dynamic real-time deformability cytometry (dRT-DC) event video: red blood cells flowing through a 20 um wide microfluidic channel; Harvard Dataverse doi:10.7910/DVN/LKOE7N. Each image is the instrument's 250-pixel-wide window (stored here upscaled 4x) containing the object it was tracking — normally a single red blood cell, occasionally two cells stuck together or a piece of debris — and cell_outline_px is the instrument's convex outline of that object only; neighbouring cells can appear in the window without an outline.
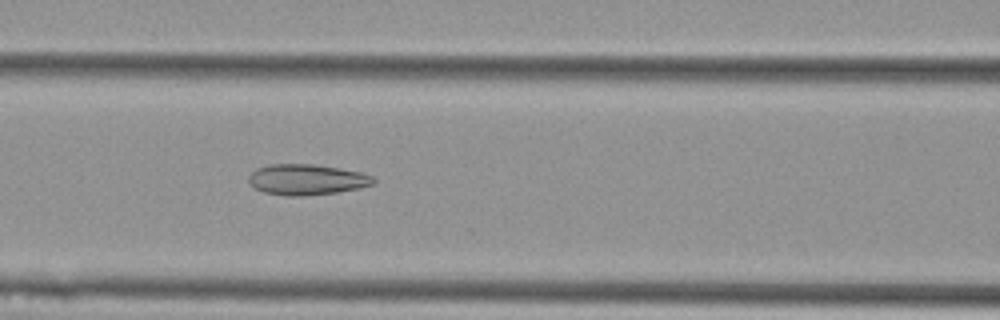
{"species": "Egyptian fruit bat (a non-hibernating species)", "species_latin": "Rousettus aegyptiacus", "temperature_condition": "cold", "stored_images_in_passage": 45, "camera_frame_rate_fps": 3000, "um_per_image_px": 0.085, "animal": {"sex": "female"}, "frame": {"image": 1, "passage_image": 15, "time_ms": 4.667, "image_size_px": [1000, 320], "cell_outline_px": [[376, 180], [372, 184], [360, 188], [336, 192], [304, 196], [288, 196], [264, 192], [248, 184], [248, 176], [256, 168], [268, 164], [316, 164], [340, 168], [360, 172], [372, 176]], "centroid_in_image_um": [26.04, 15.26], "position_along_channel_um": 140.6, "area_um2": 22.43}}
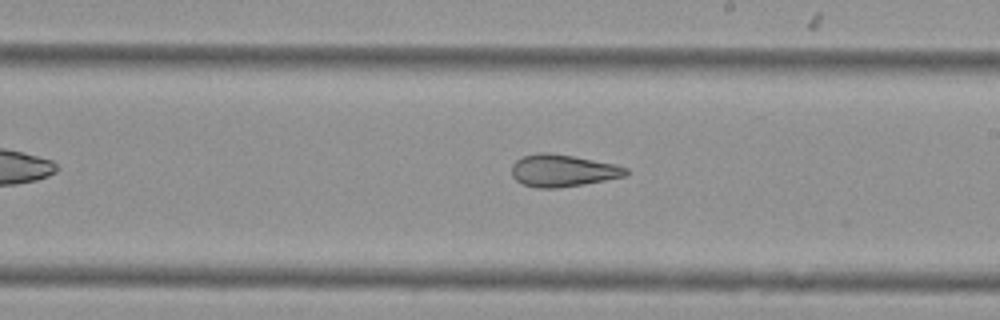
{"frame": {"image": 2, "passage_image": 23, "time_ms": 7.333, "image_size_px": [1000, 320], "cell_outline_px": [[628, 172], [624, 176], [584, 184], [556, 188], [536, 188], [524, 184], [516, 180], [512, 176], [512, 164], [516, 160], [524, 156], [540, 152], [548, 152], [572, 156], [616, 164], [628, 168]], "centroid_in_image_um": [47.82, 14.5], "position_along_channel_um": 241.2, "area_um2": 21.27}}
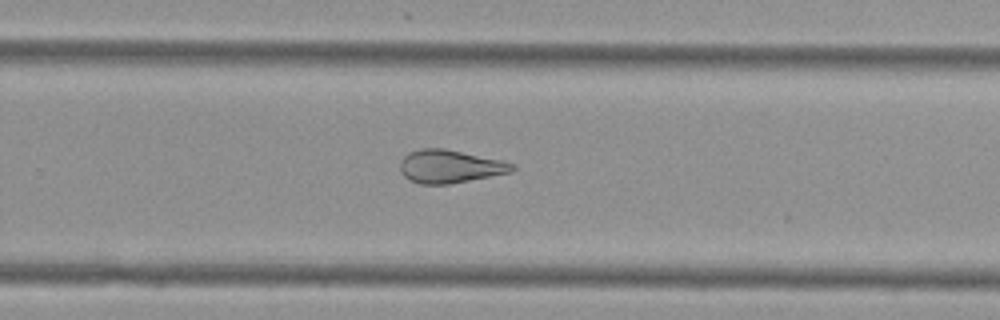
{"frame": {"image": 3, "passage_image": 27, "time_ms": 8.667, "image_size_px": [1000, 320], "cell_outline_px": [[516, 168], [512, 172], [448, 184], [420, 184], [408, 180], [400, 172], [400, 160], [408, 152], [420, 148], [444, 148], [504, 160], [516, 164]], "centroid_in_image_um": [38.24, 14.13], "position_along_channel_um": 291.6, "area_um2": 21.91}, "authors_computed_cell_mechanics": {"area_um2": 25.432, "velocity_mm_per_s": 3.7851, "shape_relaxation_time_tau1_ms": null, "shape_relaxation_time_tau2_ms": 3.324, "deformation_change_tau1": null, "deformation_change_tau2": 0.1253}}